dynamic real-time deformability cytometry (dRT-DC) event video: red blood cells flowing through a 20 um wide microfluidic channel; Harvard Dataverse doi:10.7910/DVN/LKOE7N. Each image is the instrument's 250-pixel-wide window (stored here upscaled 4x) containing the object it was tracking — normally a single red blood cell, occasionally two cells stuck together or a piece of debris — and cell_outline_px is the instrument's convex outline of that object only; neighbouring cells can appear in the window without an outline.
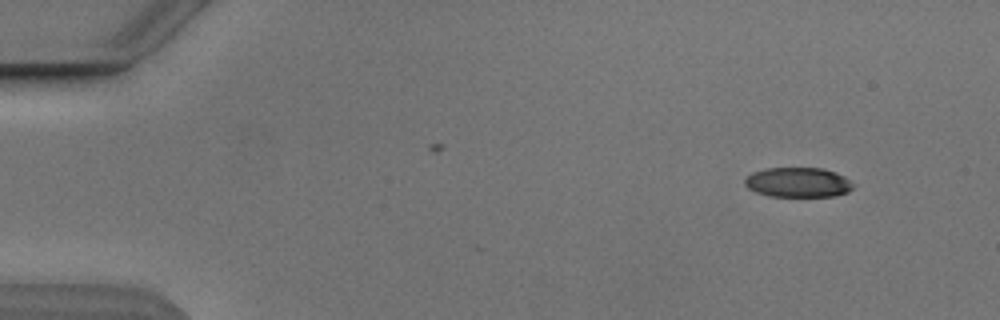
{"species": "Egyptian fruit bat (a non-hibernating species)", "species_latin": "Rousettus aegyptiacus", "temperature_condition": "cold", "stored_images_in_passage": 2, "camera_frame_rate_fps": 3000, "um_per_image_px": 0.085, "animal": {"sex": "male"}, "frame": {"image": 1, "passage_image": 1, "time_ms": 0.0, "image_size_px": [1000, 320], "cell_outline_px": [[856, 184], [848, 192], [836, 196], [768, 196], [756, 192], [748, 188], [744, 184], [744, 180], [752, 172], [768, 168], [820, 168], [836, 172], [844, 176]], "centroid_in_image_um": [67.86, 15.5], "position_along_channel_um": 17.1, "area_um2": 18.9}}